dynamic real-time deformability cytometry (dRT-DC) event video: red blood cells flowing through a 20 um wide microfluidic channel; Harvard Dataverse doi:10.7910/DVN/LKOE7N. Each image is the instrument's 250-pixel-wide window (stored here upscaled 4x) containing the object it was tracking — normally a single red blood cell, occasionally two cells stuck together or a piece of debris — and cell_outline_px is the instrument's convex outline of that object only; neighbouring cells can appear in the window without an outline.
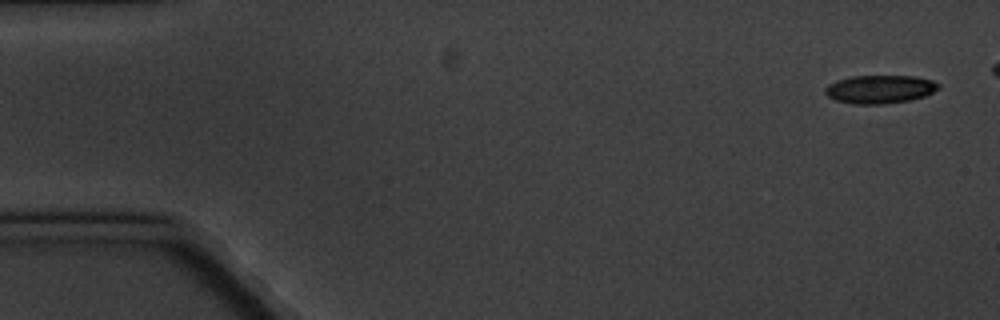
{"species": "common noctule bat (a hibernating species)", "species_latin": "Nyctalus noctula", "temperature_condition": "cold", "stored_images_in_passage": 8, "camera_frame_rate_fps": 3000, "um_per_image_px": 0.085, "animal": {"sex": "male", "body_mass_g": 20.1, "forearm_length_mm": 53.5}, "frame": {"image": 1, "passage_image": 1, "time_ms": 0.0, "image_size_px": [1000, 320], "cell_outline_px": [[940, 88], [924, 96], [908, 100], [884, 104], [852, 104], [836, 100], [828, 96], [824, 92], [824, 88], [828, 84], [836, 80], [852, 76], [912, 76], [932, 80], [940, 84]], "centroid_in_image_um": [74.76, 7.58], "position_along_channel_um": 10.2, "area_um2": 18.67}}